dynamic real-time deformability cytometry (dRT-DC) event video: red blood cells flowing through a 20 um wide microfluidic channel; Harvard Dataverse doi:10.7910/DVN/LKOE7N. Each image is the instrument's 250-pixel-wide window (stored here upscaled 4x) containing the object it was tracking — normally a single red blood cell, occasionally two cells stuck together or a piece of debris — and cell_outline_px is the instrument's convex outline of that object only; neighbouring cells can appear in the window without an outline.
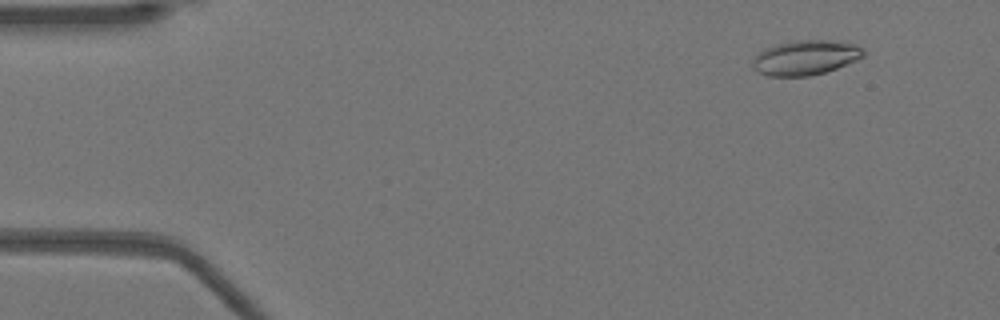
{"species": "Egyptian fruit bat (a non-hibernating species)", "species_latin": "Rousettus aegyptiacus", "temperature_condition": "warm", "stored_images_in_passage": 52, "camera_frame_rate_fps": 3000, "um_per_image_px": 0.085, "animal": {"sex": "female"}, "frame": {"image": 1, "passage_image": 5, "time_ms": 1.333, "image_size_px": [1000, 320], "cell_outline_px": [[864, 56], [856, 60], [836, 68], [824, 72], [808, 76], [768, 76], [756, 72], [752, 68], [752, 60], [764, 48], [776, 44], [792, 40], [828, 40], [856, 44], [864, 52]], "centroid_in_image_um": [68.41, 4.89], "position_along_channel_um": 16.6, "area_um2": 22.43}}
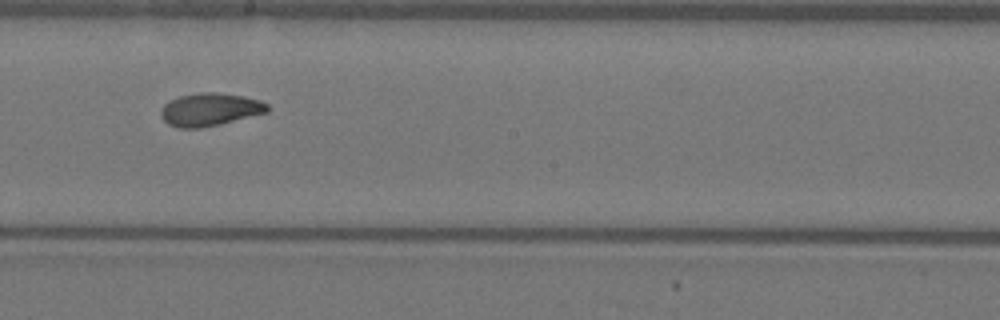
{"frame": {"image": 2, "passage_image": 29, "time_ms": 9.333, "image_size_px": [1000, 320], "cell_outline_px": [[268, 112], [220, 124], [200, 128], [180, 128], [168, 124], [160, 116], [160, 112], [164, 104], [180, 96], [200, 92], [216, 92], [244, 96], [260, 100], [268, 104]], "centroid_in_image_um": [17.85, 9.31], "position_along_channel_um": 230.4, "area_um2": 20.35}}
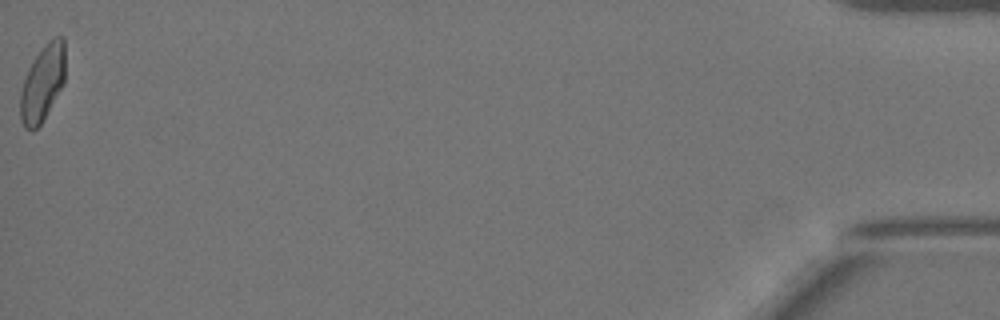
{"frame": {"image": 3, "passage_image": 52, "time_ms": 17.0, "image_size_px": [1000, 320], "cell_outline_px": [[64, 84], [40, 124], [32, 132], [24, 128], [20, 120], [20, 92], [24, 76], [28, 68], [44, 44], [52, 36], [64, 36]], "centroid_in_image_um": [3.6, 7.06], "position_along_channel_um": 431.6, "area_um2": 20.11}, "authors_computed_cell_mechanics": {"area_um2": 20.2878, "velocity_mm_per_s": 3.931, "shape_relaxation_time_tau1_ms": 8.072, "shape_relaxation_time_tau2_ms": 3.3311, "deformation_change_tau1": 0.2351, "deformation_change_tau2": 0.0735}}